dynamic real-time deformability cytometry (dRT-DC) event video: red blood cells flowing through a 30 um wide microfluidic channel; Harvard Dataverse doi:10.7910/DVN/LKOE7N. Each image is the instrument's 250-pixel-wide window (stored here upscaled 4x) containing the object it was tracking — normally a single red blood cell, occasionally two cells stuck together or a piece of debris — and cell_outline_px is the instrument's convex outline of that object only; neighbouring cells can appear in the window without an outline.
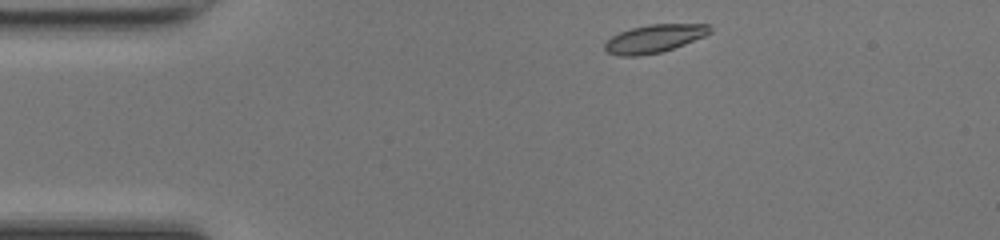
{"species": "common noctule bat (a hibernating species)", "species_latin": "Nyctalus noctula", "temperature_condition": "room temperature", "stored_images_in_passage": 41, "camera_frame_rate_fps": 3000, "um_per_image_px": 0.085, "animal": {"sex": "female", "body_mass_g": 17.0, "forearm_length_mm": 48.0}, "frame": {"image": 1, "passage_image": 1, "time_ms": 0.0, "image_size_px": [1000, 240], "cell_outline_px": [[712, 32], [704, 36], [684, 44], [660, 52], [636, 56], [616, 56], [608, 52], [604, 48], [604, 44], [612, 36], [620, 32], [632, 28], [652, 24], [708, 24], [712, 28]], "centroid_in_image_um": [55.61, 3.28], "position_along_channel_um": 29.4, "area_um2": 16.99}}
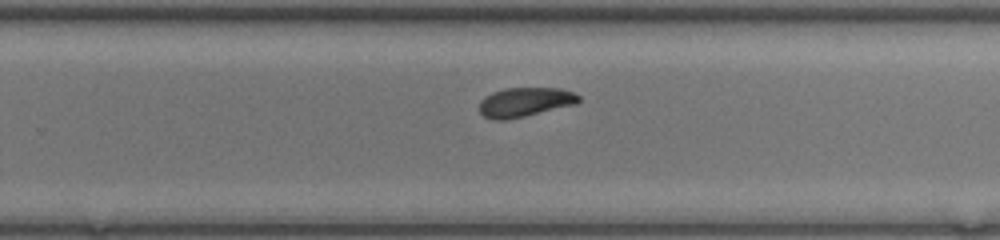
{"frame": {"image": 2, "passage_image": 23, "time_ms": 7.333, "image_size_px": [1000, 240], "cell_outline_px": [[580, 100], [576, 104], [508, 120], [492, 120], [484, 116], [480, 112], [480, 100], [484, 96], [492, 92], [504, 88], [560, 88], [572, 92], [580, 96]], "centroid_in_image_um": [44.59, 8.68], "position_along_channel_um": 285.2, "area_um2": 17.05}}
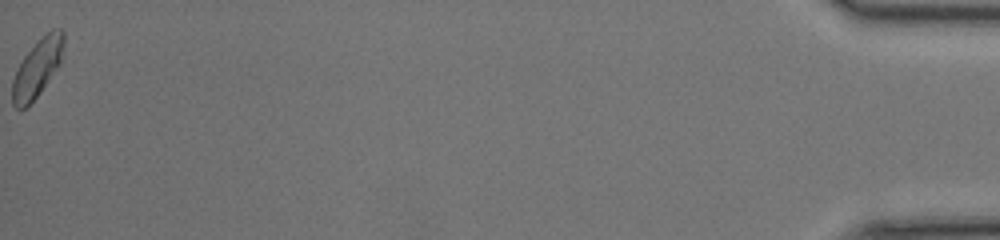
{"frame": {"image": 3, "passage_image": 41, "time_ms": 13.333, "image_size_px": [1000, 240], "cell_outline_px": [[64, 40], [60, 64], [40, 92], [24, 108], [16, 108], [12, 104], [12, 80], [16, 68], [24, 56], [52, 28], [60, 28], [64, 32]], "centroid_in_image_um": [3.16, 5.78], "position_along_channel_um": 432.0, "area_um2": 16.94}, "authors_computed_cell_mechanics": {"area_um2": 17.1088, "velocity_mm_per_s": 4.2667, "shape_relaxation_time_tau1_ms": 3.2008, "shape_relaxation_time_tau2_ms": 7.1983, "deformation_change_tau1": 0.1223, "deformation_change_tau2": 0.1148}}